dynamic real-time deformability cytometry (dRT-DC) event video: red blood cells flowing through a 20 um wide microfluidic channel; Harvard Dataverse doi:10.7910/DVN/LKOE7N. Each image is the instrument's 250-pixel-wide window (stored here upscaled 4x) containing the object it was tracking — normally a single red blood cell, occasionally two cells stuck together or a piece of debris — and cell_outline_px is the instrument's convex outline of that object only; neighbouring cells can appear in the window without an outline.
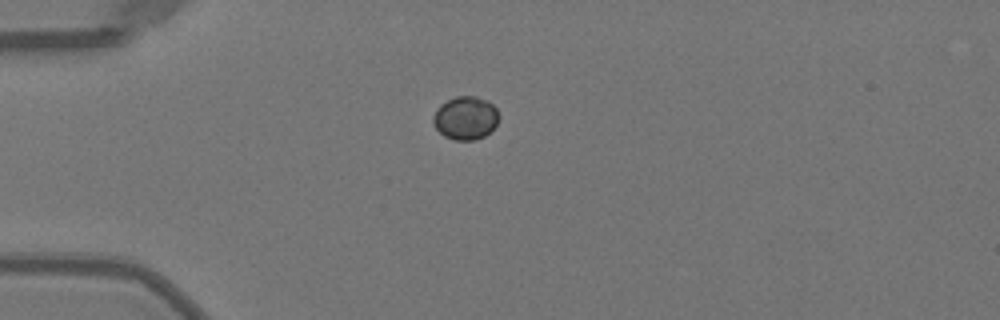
{"species": "Egyptian fruit bat (a non-hibernating species)", "species_latin": "Rousettus aegyptiacus", "temperature_condition": "warm", "stored_images_in_passage": 39, "camera_frame_rate_fps": 3000, "um_per_image_px": 0.085, "animal": {"sex": "female"}, "frame": {"image": 1, "passage_image": 2, "time_ms": 0.333, "image_size_px": [1000, 320], "cell_outline_px": [[500, 116], [496, 124], [484, 136], [472, 140], [456, 140], [444, 136], [436, 128], [432, 120], [432, 116], [436, 108], [440, 104], [456, 96], [476, 96], [488, 100], [496, 108]], "centroid_in_image_um": [39.56, 10.01], "position_along_channel_um": 45.4, "area_um2": 16.59}}
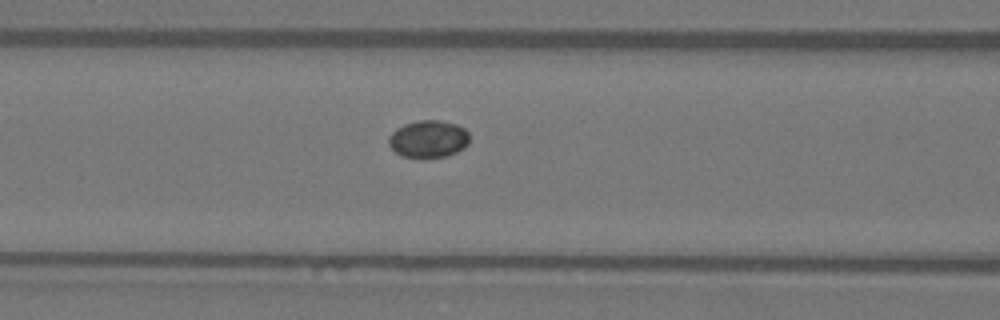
{"frame": {"image": 2, "passage_image": 10, "time_ms": 3.0, "image_size_px": [1000, 320], "cell_outline_px": [[468, 144], [464, 148], [448, 156], [424, 160], [400, 156], [388, 144], [388, 136], [396, 128], [404, 124], [420, 120], [440, 120], [456, 124], [464, 128], [468, 132]], "centroid_in_image_um": [36.39, 11.85], "position_along_channel_um": 130.2, "area_um2": 18.09}}
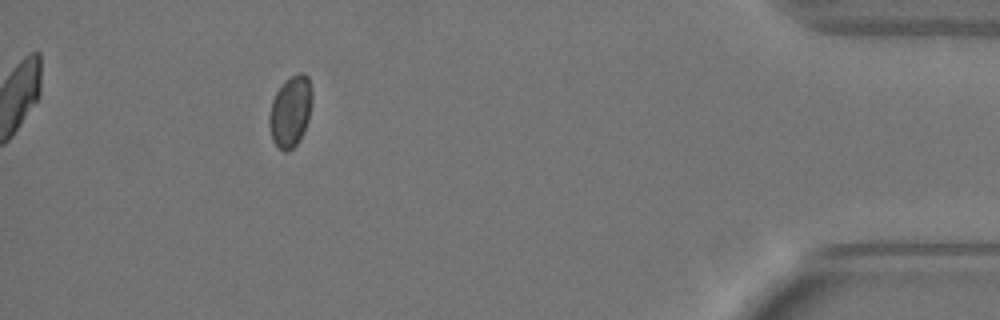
{"frame": {"image": 3, "passage_image": 35, "time_ms": 11.333, "image_size_px": [1000, 320], "cell_outline_px": [[312, 96], [308, 120], [304, 132], [296, 144], [288, 152], [284, 152], [272, 140], [268, 124], [268, 116], [272, 100], [276, 92], [284, 80], [300, 72], [304, 72], [308, 76], [312, 92]], "centroid_in_image_um": [24.67, 9.45], "position_along_channel_um": 410.5, "area_um2": 17.86}, "authors_computed_cell_mechanics": {"area_um2": 17.5712, "velocity_mm_per_s": 4.007, "shape_relaxation_time_tau1_ms": 4.5361, "shape_relaxation_time_tau2_ms": null, "deformation_change_tau1": 0.0346, "deformation_change_tau2": null}}